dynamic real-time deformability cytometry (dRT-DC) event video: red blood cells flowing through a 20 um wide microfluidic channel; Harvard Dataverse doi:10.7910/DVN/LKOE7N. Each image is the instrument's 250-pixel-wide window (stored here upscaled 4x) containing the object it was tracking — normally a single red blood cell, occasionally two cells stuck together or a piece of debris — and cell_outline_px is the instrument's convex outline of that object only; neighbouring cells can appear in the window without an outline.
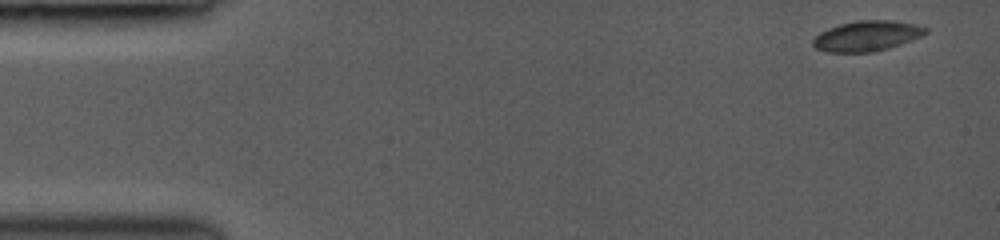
{"species": "common noctule bat (a hibernating species)", "species_latin": "Nyctalus noctula", "temperature_condition": "room temperature", "stored_images_in_passage": 12, "camera_frame_rate_fps": 3000, "um_per_image_px": 0.085, "animal": {"sex": "female", "body_mass_g": 19.0, "forearm_length_mm": 53.3}, "frame": {"image": 1, "passage_image": 1, "time_ms": 0.0, "image_size_px": [1000, 240], "cell_outline_px": [[928, 32], [920, 36], [900, 44], [888, 48], [872, 52], [828, 52], [816, 48], [812, 44], [812, 40], [820, 32], [828, 28], [840, 24], [856, 20], [892, 20], [916, 24], [928, 28]], "centroid_in_image_um": [73.68, 3.04], "position_along_channel_um": 11.3, "area_um2": 19.83}}
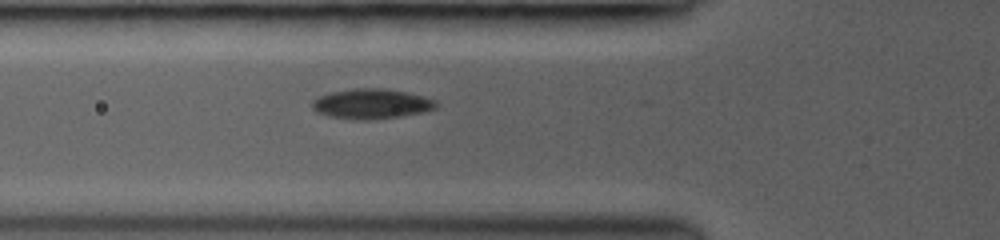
{"frame": {"image": 2, "passage_image": 10, "time_ms": 5.0, "image_size_px": [1000, 240], "cell_outline_px": [[436, 108], [424, 112], [400, 116], [368, 120], [352, 120], [328, 116], [316, 112], [312, 108], [312, 100], [320, 96], [332, 92], [352, 88], [380, 88], [404, 92], [436, 100]], "centroid_in_image_um": [31.52, 8.84], "position_along_channel_um": 94.3, "area_um2": 21.56}}
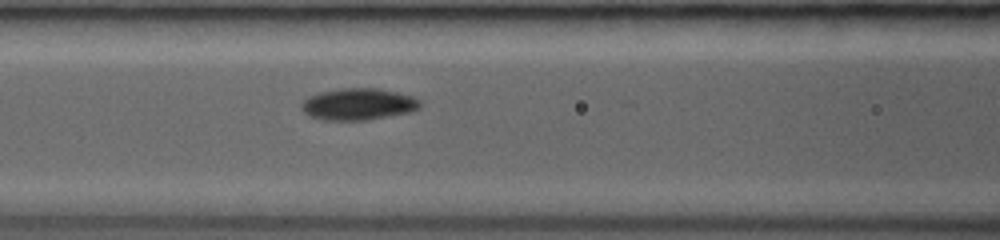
{"frame": {"image": 3, "passage_image": 12, "time_ms": 6.0, "image_size_px": [1000, 240], "cell_outline_px": [[420, 108], [412, 112], [368, 120], [320, 120], [308, 116], [300, 108], [300, 104], [308, 96], [320, 92], [340, 88], [376, 88], [396, 92], [412, 96], [420, 100]], "centroid_in_image_um": [30.43, 8.86], "position_along_channel_um": 136.2, "area_um2": 22.2}}